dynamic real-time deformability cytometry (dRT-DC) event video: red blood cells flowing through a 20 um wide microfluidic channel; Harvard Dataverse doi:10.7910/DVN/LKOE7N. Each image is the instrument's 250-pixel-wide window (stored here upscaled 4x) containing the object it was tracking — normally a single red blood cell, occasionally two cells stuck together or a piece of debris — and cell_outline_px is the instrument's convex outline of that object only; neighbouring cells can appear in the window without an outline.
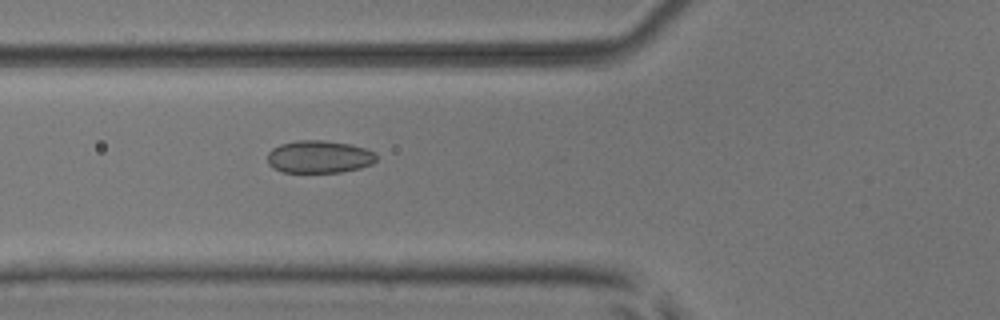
{"species": "common noctule bat (a hibernating species)", "species_latin": "Nyctalus noctula", "temperature_condition": "room temperature", "stored_images_in_passage": 43, "camera_frame_rate_fps": 3000, "um_per_image_px": 0.085, "animal": {"sex": "male", "body_mass_g": 17.9, "forearm_length_mm": 54.2}, "frame": {"image": 1, "passage_image": 19, "time_ms": 6.0, "image_size_px": [1000, 320], "cell_outline_px": [[376, 160], [372, 164], [360, 168], [340, 172], [284, 172], [272, 168], [268, 164], [268, 152], [272, 148], [280, 144], [296, 140], [324, 140], [352, 144], [376, 152]], "centroid_in_image_um": [27.13, 13.32], "position_along_channel_um": 98.7, "area_um2": 20.87}}
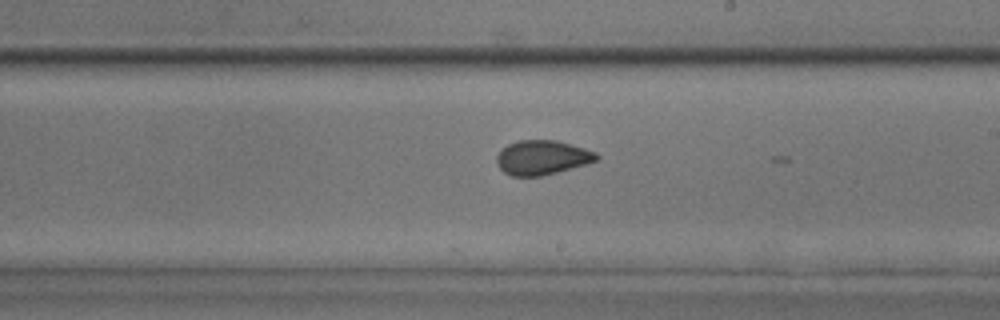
{"frame": {"image": 2, "passage_image": 30, "time_ms": 9.667, "image_size_px": [1000, 320], "cell_outline_px": [[600, 156], [596, 160], [584, 164], [556, 172], [540, 176], [512, 176], [504, 172], [496, 164], [496, 156], [508, 144], [520, 140], [556, 140], [584, 148], [596, 152]], "centroid_in_image_um": [46.06, 13.38], "position_along_channel_um": 242.9, "area_um2": 19.77}}
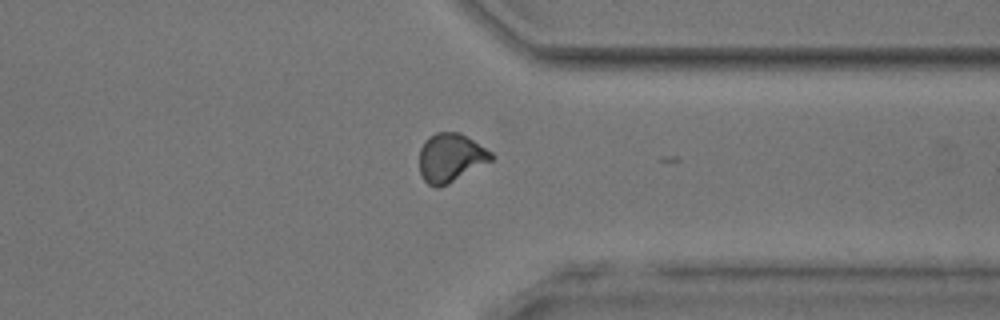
{"frame": {"image": 3, "passage_image": 40, "time_ms": 13.0, "image_size_px": [1000, 320], "cell_outline_px": [[496, 156], [492, 160], [448, 184], [436, 188], [428, 184], [424, 180], [420, 172], [420, 148], [424, 140], [428, 136], [436, 132], [460, 132], [492, 152]], "centroid_in_image_um": [38.3, 13.39], "position_along_channel_um": 373.1, "area_um2": 20.4}, "authors_computed_cell_mechanics": {"area_um2": 20.7502, "velocity_mm_per_s": 3.9402, "shape_relaxation_time_tau1_ms": 9.6693, "shape_relaxation_time_tau2_ms": 1.3003, "deformation_change_tau1": 0.1303, "deformation_change_tau2": 0.047}}